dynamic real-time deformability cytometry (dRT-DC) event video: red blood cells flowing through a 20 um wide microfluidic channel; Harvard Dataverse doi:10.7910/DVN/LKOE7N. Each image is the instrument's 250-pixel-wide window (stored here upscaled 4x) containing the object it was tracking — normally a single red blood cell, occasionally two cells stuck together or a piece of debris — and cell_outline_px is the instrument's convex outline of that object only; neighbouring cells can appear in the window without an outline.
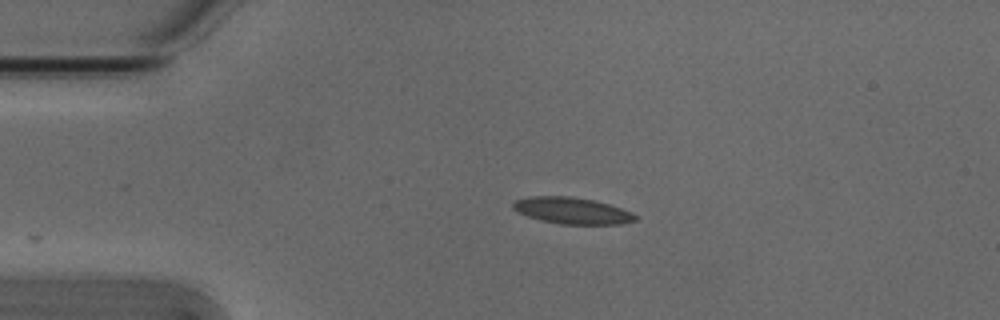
{"species": "Egyptian fruit bat (a non-hibernating species)", "species_latin": "Rousettus aegyptiacus", "temperature_condition": "cold", "stored_images_in_passage": 28, "camera_frame_rate_fps": 3000, "um_per_image_px": 0.085, "animal": {"sex": "male"}, "frame": {"image": 1, "passage_image": 1, "time_ms": 0.0, "image_size_px": [1000, 320], "cell_outline_px": [[636, 220], [620, 224], [560, 224], [540, 220], [528, 216], [512, 208], [512, 204], [516, 200], [528, 196], [572, 196], [592, 200], [608, 204], [632, 212], [636, 216]], "centroid_in_image_um": [48.61, 17.9], "position_along_channel_um": 36.4, "area_um2": 18.73}}
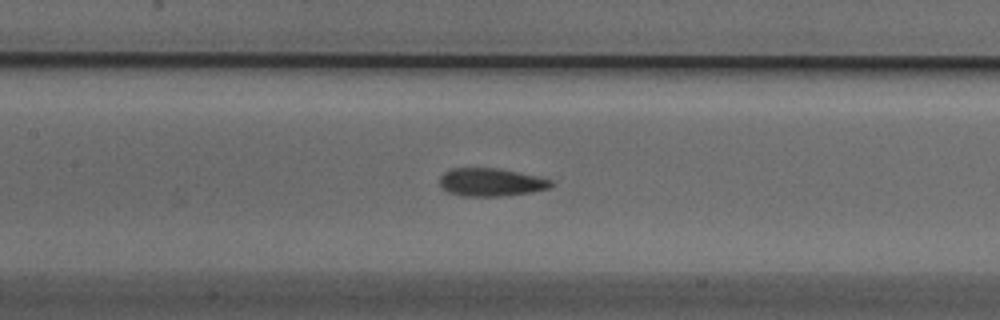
{"frame": {"image": 2, "passage_image": 14, "time_ms": 4.333, "image_size_px": [1000, 320], "cell_outline_px": [[556, 184], [548, 188], [532, 192], [500, 196], [464, 196], [448, 192], [440, 184], [440, 176], [444, 172], [452, 168], [496, 168], [536, 176], [552, 180]], "centroid_in_image_um": [41.74, 15.49], "position_along_channel_um": 165.7, "area_um2": 18.03}}
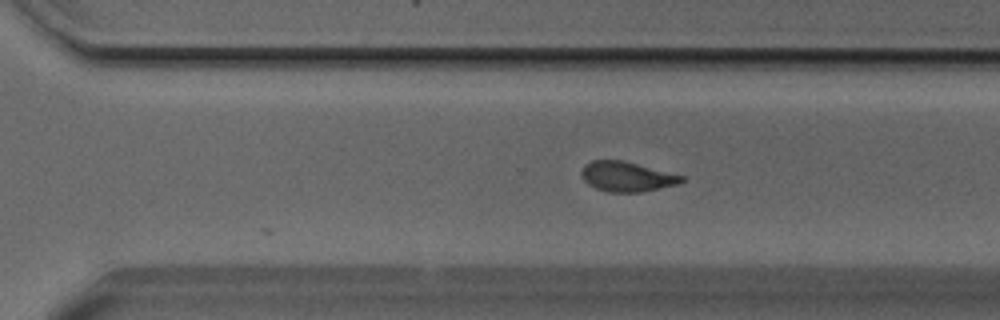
{"frame": {"image": 3, "passage_image": 26, "time_ms": 8.333, "image_size_px": [1000, 320], "cell_outline_px": [[684, 180], [680, 184], [644, 192], [608, 192], [596, 188], [588, 184], [584, 180], [580, 172], [584, 164], [592, 160], [624, 160], [684, 176]], "centroid_in_image_um": [53.29, 15.01], "position_along_channel_um": 317.3, "area_um2": 17.63}}